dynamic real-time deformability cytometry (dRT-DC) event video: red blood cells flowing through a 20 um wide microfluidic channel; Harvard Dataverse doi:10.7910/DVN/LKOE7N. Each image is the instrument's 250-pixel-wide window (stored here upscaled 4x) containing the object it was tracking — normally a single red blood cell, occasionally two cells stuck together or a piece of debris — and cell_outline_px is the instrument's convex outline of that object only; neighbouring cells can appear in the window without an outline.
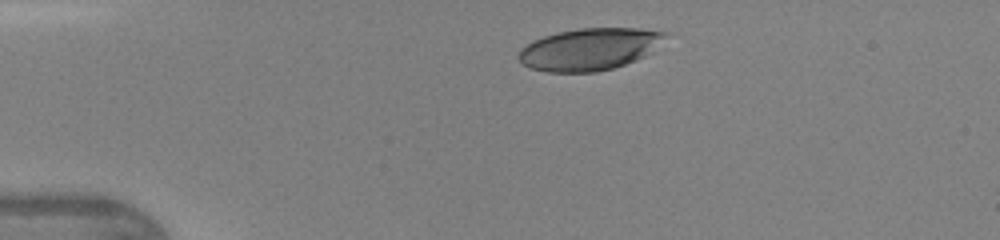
{"species": "human", "species_latin": "Homo sapiens", "temperature_condition": "warm", "stored_images_in_passage": 34, "camera_frame_rate_fps": 3000, "um_per_image_px": 0.085, "donor": {"sex": "female"}, "frame": {"image": 1, "passage_image": 1, "time_ms": 0.0, "image_size_px": [1000, 240], "cell_outline_px": [[668, 32], [644, 56], [624, 64], [612, 68], [596, 72], [548, 72], [532, 68], [524, 64], [516, 56], [520, 48], [532, 40], [556, 32], [580, 28], [640, 28]], "centroid_in_image_um": [50.01, 4.17], "position_along_channel_um": 35.0, "area_um2": 35.49}}
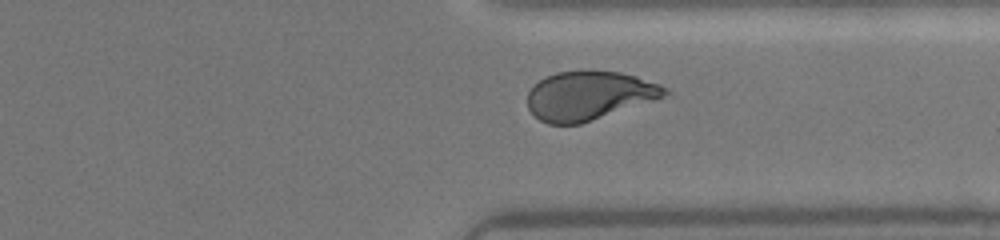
{"frame": {"image": 2, "passage_image": 26, "time_ms": 8.333, "image_size_px": [1000, 240], "cell_outline_px": [[672, 96], [580, 124], [548, 124], [540, 120], [528, 108], [528, 92], [532, 84], [544, 76], [556, 72], [588, 68], [620, 72], [636, 76], [660, 84], [668, 88]], "centroid_in_image_um": [50.13, 8.09], "position_along_channel_um": 361.3, "area_um2": 40.4}}
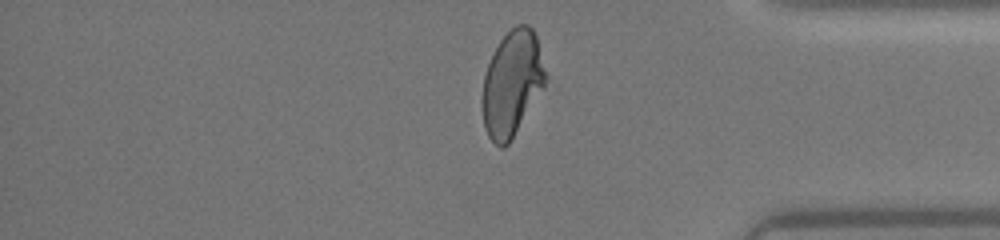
{"frame": {"image": 3, "passage_image": 29, "time_ms": 9.333, "image_size_px": [1000, 240], "cell_outline_px": [[548, 76], [544, 88], [508, 144], [504, 148], [500, 148], [488, 136], [484, 128], [480, 104], [480, 100], [484, 76], [488, 64], [500, 40], [516, 24], [528, 24], [532, 28], [536, 36]], "centroid_in_image_um": [43.51, 7.11], "position_along_channel_um": 391.7, "area_um2": 39.13}}